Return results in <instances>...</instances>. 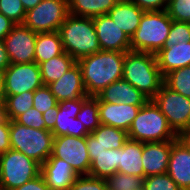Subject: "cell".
I'll return each mask as SVG.
<instances>
[{"mask_svg":"<svg viewBox=\"0 0 190 190\" xmlns=\"http://www.w3.org/2000/svg\"><path fill=\"white\" fill-rule=\"evenodd\" d=\"M125 54L101 50L77 61L88 96L95 97L111 83L122 79Z\"/></svg>","mask_w":190,"mask_h":190,"instance_id":"obj_1","label":"cell"},{"mask_svg":"<svg viewBox=\"0 0 190 190\" xmlns=\"http://www.w3.org/2000/svg\"><path fill=\"white\" fill-rule=\"evenodd\" d=\"M5 105L3 101H0V123L6 119Z\"/></svg>","mask_w":190,"mask_h":190,"instance_id":"obj_49","label":"cell"},{"mask_svg":"<svg viewBox=\"0 0 190 190\" xmlns=\"http://www.w3.org/2000/svg\"><path fill=\"white\" fill-rule=\"evenodd\" d=\"M37 33L16 24L3 39L11 64L32 63L35 58Z\"/></svg>","mask_w":190,"mask_h":190,"instance_id":"obj_12","label":"cell"},{"mask_svg":"<svg viewBox=\"0 0 190 190\" xmlns=\"http://www.w3.org/2000/svg\"><path fill=\"white\" fill-rule=\"evenodd\" d=\"M10 149V120L6 118L0 123V154L5 153Z\"/></svg>","mask_w":190,"mask_h":190,"instance_id":"obj_41","label":"cell"},{"mask_svg":"<svg viewBox=\"0 0 190 190\" xmlns=\"http://www.w3.org/2000/svg\"><path fill=\"white\" fill-rule=\"evenodd\" d=\"M10 64L11 63L5 48V43L3 40H0V70L4 71Z\"/></svg>","mask_w":190,"mask_h":190,"instance_id":"obj_46","label":"cell"},{"mask_svg":"<svg viewBox=\"0 0 190 190\" xmlns=\"http://www.w3.org/2000/svg\"><path fill=\"white\" fill-rule=\"evenodd\" d=\"M42 86L40 67L36 62L10 64L3 71L4 95L35 91Z\"/></svg>","mask_w":190,"mask_h":190,"instance_id":"obj_11","label":"cell"},{"mask_svg":"<svg viewBox=\"0 0 190 190\" xmlns=\"http://www.w3.org/2000/svg\"><path fill=\"white\" fill-rule=\"evenodd\" d=\"M144 11H163L167 9L168 0H129Z\"/></svg>","mask_w":190,"mask_h":190,"instance_id":"obj_40","label":"cell"},{"mask_svg":"<svg viewBox=\"0 0 190 190\" xmlns=\"http://www.w3.org/2000/svg\"><path fill=\"white\" fill-rule=\"evenodd\" d=\"M143 142L128 139L118 153V172L144 178L142 164Z\"/></svg>","mask_w":190,"mask_h":190,"instance_id":"obj_23","label":"cell"},{"mask_svg":"<svg viewBox=\"0 0 190 190\" xmlns=\"http://www.w3.org/2000/svg\"><path fill=\"white\" fill-rule=\"evenodd\" d=\"M76 62L77 61L65 51L56 57L41 62L39 67L43 85L48 86L49 84L57 81Z\"/></svg>","mask_w":190,"mask_h":190,"instance_id":"obj_25","label":"cell"},{"mask_svg":"<svg viewBox=\"0 0 190 190\" xmlns=\"http://www.w3.org/2000/svg\"><path fill=\"white\" fill-rule=\"evenodd\" d=\"M54 136L47 129L26 127L10 120L11 149L43 164L52 154Z\"/></svg>","mask_w":190,"mask_h":190,"instance_id":"obj_6","label":"cell"},{"mask_svg":"<svg viewBox=\"0 0 190 190\" xmlns=\"http://www.w3.org/2000/svg\"><path fill=\"white\" fill-rule=\"evenodd\" d=\"M59 106L52 107L45 111L42 116L45 121V127L47 130L52 131L56 123V118L58 114Z\"/></svg>","mask_w":190,"mask_h":190,"instance_id":"obj_44","label":"cell"},{"mask_svg":"<svg viewBox=\"0 0 190 190\" xmlns=\"http://www.w3.org/2000/svg\"><path fill=\"white\" fill-rule=\"evenodd\" d=\"M141 106L143 105L99 102L100 124L113 126L128 132Z\"/></svg>","mask_w":190,"mask_h":190,"instance_id":"obj_18","label":"cell"},{"mask_svg":"<svg viewBox=\"0 0 190 190\" xmlns=\"http://www.w3.org/2000/svg\"><path fill=\"white\" fill-rule=\"evenodd\" d=\"M85 126L86 130L91 134L99 125V102L96 97L90 96L81 107L76 115Z\"/></svg>","mask_w":190,"mask_h":190,"instance_id":"obj_31","label":"cell"},{"mask_svg":"<svg viewBox=\"0 0 190 190\" xmlns=\"http://www.w3.org/2000/svg\"><path fill=\"white\" fill-rule=\"evenodd\" d=\"M69 190H108L106 179L79 175Z\"/></svg>","mask_w":190,"mask_h":190,"instance_id":"obj_38","label":"cell"},{"mask_svg":"<svg viewBox=\"0 0 190 190\" xmlns=\"http://www.w3.org/2000/svg\"><path fill=\"white\" fill-rule=\"evenodd\" d=\"M4 100V93H3V71L0 70V101Z\"/></svg>","mask_w":190,"mask_h":190,"instance_id":"obj_50","label":"cell"},{"mask_svg":"<svg viewBox=\"0 0 190 190\" xmlns=\"http://www.w3.org/2000/svg\"><path fill=\"white\" fill-rule=\"evenodd\" d=\"M118 153L119 149H112L99 154H93L89 175L100 179H107L117 172L119 170Z\"/></svg>","mask_w":190,"mask_h":190,"instance_id":"obj_27","label":"cell"},{"mask_svg":"<svg viewBox=\"0 0 190 190\" xmlns=\"http://www.w3.org/2000/svg\"><path fill=\"white\" fill-rule=\"evenodd\" d=\"M190 42V23L172 20V25L164 47Z\"/></svg>","mask_w":190,"mask_h":190,"instance_id":"obj_34","label":"cell"},{"mask_svg":"<svg viewBox=\"0 0 190 190\" xmlns=\"http://www.w3.org/2000/svg\"><path fill=\"white\" fill-rule=\"evenodd\" d=\"M64 52L58 31L37 33L34 62L38 65Z\"/></svg>","mask_w":190,"mask_h":190,"instance_id":"obj_24","label":"cell"},{"mask_svg":"<svg viewBox=\"0 0 190 190\" xmlns=\"http://www.w3.org/2000/svg\"><path fill=\"white\" fill-rule=\"evenodd\" d=\"M42 0H21L25 11H29L37 6Z\"/></svg>","mask_w":190,"mask_h":190,"instance_id":"obj_48","label":"cell"},{"mask_svg":"<svg viewBox=\"0 0 190 190\" xmlns=\"http://www.w3.org/2000/svg\"><path fill=\"white\" fill-rule=\"evenodd\" d=\"M13 190H50L42 174Z\"/></svg>","mask_w":190,"mask_h":190,"instance_id":"obj_42","label":"cell"},{"mask_svg":"<svg viewBox=\"0 0 190 190\" xmlns=\"http://www.w3.org/2000/svg\"><path fill=\"white\" fill-rule=\"evenodd\" d=\"M143 190H181L167 174H159L144 178Z\"/></svg>","mask_w":190,"mask_h":190,"instance_id":"obj_36","label":"cell"},{"mask_svg":"<svg viewBox=\"0 0 190 190\" xmlns=\"http://www.w3.org/2000/svg\"><path fill=\"white\" fill-rule=\"evenodd\" d=\"M145 11L129 0H119L108 15L131 39Z\"/></svg>","mask_w":190,"mask_h":190,"instance_id":"obj_22","label":"cell"},{"mask_svg":"<svg viewBox=\"0 0 190 190\" xmlns=\"http://www.w3.org/2000/svg\"><path fill=\"white\" fill-rule=\"evenodd\" d=\"M0 13L15 24H23L26 16L21 0H0Z\"/></svg>","mask_w":190,"mask_h":190,"instance_id":"obj_33","label":"cell"},{"mask_svg":"<svg viewBox=\"0 0 190 190\" xmlns=\"http://www.w3.org/2000/svg\"><path fill=\"white\" fill-rule=\"evenodd\" d=\"M67 162L78 175H89V158L86 137L57 136L53 139L52 154Z\"/></svg>","mask_w":190,"mask_h":190,"instance_id":"obj_10","label":"cell"},{"mask_svg":"<svg viewBox=\"0 0 190 190\" xmlns=\"http://www.w3.org/2000/svg\"><path fill=\"white\" fill-rule=\"evenodd\" d=\"M68 15V0H42L26 12L23 25L36 33L58 31Z\"/></svg>","mask_w":190,"mask_h":190,"instance_id":"obj_8","label":"cell"},{"mask_svg":"<svg viewBox=\"0 0 190 190\" xmlns=\"http://www.w3.org/2000/svg\"><path fill=\"white\" fill-rule=\"evenodd\" d=\"M89 97L77 98L72 100H63L58 102L59 110L56 118L54 129L51 131L54 137L57 136H74L86 137L90 134L84 124L76 118L81 110L82 104Z\"/></svg>","mask_w":190,"mask_h":190,"instance_id":"obj_13","label":"cell"},{"mask_svg":"<svg viewBox=\"0 0 190 190\" xmlns=\"http://www.w3.org/2000/svg\"><path fill=\"white\" fill-rule=\"evenodd\" d=\"M41 174L50 190H69L79 176L67 162L56 157H49L41 165Z\"/></svg>","mask_w":190,"mask_h":190,"instance_id":"obj_19","label":"cell"},{"mask_svg":"<svg viewBox=\"0 0 190 190\" xmlns=\"http://www.w3.org/2000/svg\"><path fill=\"white\" fill-rule=\"evenodd\" d=\"M119 0H68L69 14L78 17L106 15Z\"/></svg>","mask_w":190,"mask_h":190,"instance_id":"obj_26","label":"cell"},{"mask_svg":"<svg viewBox=\"0 0 190 190\" xmlns=\"http://www.w3.org/2000/svg\"><path fill=\"white\" fill-rule=\"evenodd\" d=\"M87 150L91 162L93 161V154H99L106 151V149L94 138L92 134L86 136Z\"/></svg>","mask_w":190,"mask_h":190,"instance_id":"obj_43","label":"cell"},{"mask_svg":"<svg viewBox=\"0 0 190 190\" xmlns=\"http://www.w3.org/2000/svg\"><path fill=\"white\" fill-rule=\"evenodd\" d=\"M178 138L190 149V127L183 131Z\"/></svg>","mask_w":190,"mask_h":190,"instance_id":"obj_47","label":"cell"},{"mask_svg":"<svg viewBox=\"0 0 190 190\" xmlns=\"http://www.w3.org/2000/svg\"><path fill=\"white\" fill-rule=\"evenodd\" d=\"M166 173L181 190H190V149L179 138L172 144Z\"/></svg>","mask_w":190,"mask_h":190,"instance_id":"obj_16","label":"cell"},{"mask_svg":"<svg viewBox=\"0 0 190 190\" xmlns=\"http://www.w3.org/2000/svg\"><path fill=\"white\" fill-rule=\"evenodd\" d=\"M157 64L164 77L173 70L190 65V42L164 47L156 54Z\"/></svg>","mask_w":190,"mask_h":190,"instance_id":"obj_21","label":"cell"},{"mask_svg":"<svg viewBox=\"0 0 190 190\" xmlns=\"http://www.w3.org/2000/svg\"><path fill=\"white\" fill-rule=\"evenodd\" d=\"M172 19L166 10L145 11L131 37V50L157 54L167 40Z\"/></svg>","mask_w":190,"mask_h":190,"instance_id":"obj_5","label":"cell"},{"mask_svg":"<svg viewBox=\"0 0 190 190\" xmlns=\"http://www.w3.org/2000/svg\"><path fill=\"white\" fill-rule=\"evenodd\" d=\"M34 91L22 92L17 95H4L6 117L15 120L19 115L33 107Z\"/></svg>","mask_w":190,"mask_h":190,"instance_id":"obj_29","label":"cell"},{"mask_svg":"<svg viewBox=\"0 0 190 190\" xmlns=\"http://www.w3.org/2000/svg\"><path fill=\"white\" fill-rule=\"evenodd\" d=\"M106 182L108 190H143L144 178L117 171Z\"/></svg>","mask_w":190,"mask_h":190,"instance_id":"obj_32","label":"cell"},{"mask_svg":"<svg viewBox=\"0 0 190 190\" xmlns=\"http://www.w3.org/2000/svg\"><path fill=\"white\" fill-rule=\"evenodd\" d=\"M122 79L151 100L160 90L164 77L155 54L129 50L125 54Z\"/></svg>","mask_w":190,"mask_h":190,"instance_id":"obj_2","label":"cell"},{"mask_svg":"<svg viewBox=\"0 0 190 190\" xmlns=\"http://www.w3.org/2000/svg\"><path fill=\"white\" fill-rule=\"evenodd\" d=\"M151 100L161 110L178 136L190 127V98L180 95L163 83Z\"/></svg>","mask_w":190,"mask_h":190,"instance_id":"obj_9","label":"cell"},{"mask_svg":"<svg viewBox=\"0 0 190 190\" xmlns=\"http://www.w3.org/2000/svg\"><path fill=\"white\" fill-rule=\"evenodd\" d=\"M93 22L102 51L131 50V39L108 14L93 17Z\"/></svg>","mask_w":190,"mask_h":190,"instance_id":"obj_14","label":"cell"},{"mask_svg":"<svg viewBox=\"0 0 190 190\" xmlns=\"http://www.w3.org/2000/svg\"><path fill=\"white\" fill-rule=\"evenodd\" d=\"M163 83L180 95L190 98V65L166 74Z\"/></svg>","mask_w":190,"mask_h":190,"instance_id":"obj_30","label":"cell"},{"mask_svg":"<svg viewBox=\"0 0 190 190\" xmlns=\"http://www.w3.org/2000/svg\"><path fill=\"white\" fill-rule=\"evenodd\" d=\"M41 174V164L10 149L0 154V190H13Z\"/></svg>","mask_w":190,"mask_h":190,"instance_id":"obj_7","label":"cell"},{"mask_svg":"<svg viewBox=\"0 0 190 190\" xmlns=\"http://www.w3.org/2000/svg\"><path fill=\"white\" fill-rule=\"evenodd\" d=\"M58 32L63 50L76 61L101 51L92 17L69 14Z\"/></svg>","mask_w":190,"mask_h":190,"instance_id":"obj_3","label":"cell"},{"mask_svg":"<svg viewBox=\"0 0 190 190\" xmlns=\"http://www.w3.org/2000/svg\"><path fill=\"white\" fill-rule=\"evenodd\" d=\"M16 24L0 13V40H3Z\"/></svg>","mask_w":190,"mask_h":190,"instance_id":"obj_45","label":"cell"},{"mask_svg":"<svg viewBox=\"0 0 190 190\" xmlns=\"http://www.w3.org/2000/svg\"><path fill=\"white\" fill-rule=\"evenodd\" d=\"M175 140L143 142L142 164L144 178L165 174L169 163L172 144Z\"/></svg>","mask_w":190,"mask_h":190,"instance_id":"obj_15","label":"cell"},{"mask_svg":"<svg viewBox=\"0 0 190 190\" xmlns=\"http://www.w3.org/2000/svg\"><path fill=\"white\" fill-rule=\"evenodd\" d=\"M91 134L106 150L122 148L128 140L125 130L104 124H100Z\"/></svg>","mask_w":190,"mask_h":190,"instance_id":"obj_28","label":"cell"},{"mask_svg":"<svg viewBox=\"0 0 190 190\" xmlns=\"http://www.w3.org/2000/svg\"><path fill=\"white\" fill-rule=\"evenodd\" d=\"M127 133L128 139L139 142H162L178 138L167 118L152 100L141 106Z\"/></svg>","mask_w":190,"mask_h":190,"instance_id":"obj_4","label":"cell"},{"mask_svg":"<svg viewBox=\"0 0 190 190\" xmlns=\"http://www.w3.org/2000/svg\"><path fill=\"white\" fill-rule=\"evenodd\" d=\"M48 87L58 102L90 97L86 94L82 71L77 62L57 81L49 84Z\"/></svg>","mask_w":190,"mask_h":190,"instance_id":"obj_17","label":"cell"},{"mask_svg":"<svg viewBox=\"0 0 190 190\" xmlns=\"http://www.w3.org/2000/svg\"><path fill=\"white\" fill-rule=\"evenodd\" d=\"M166 11L172 20L190 23V0H168Z\"/></svg>","mask_w":190,"mask_h":190,"instance_id":"obj_37","label":"cell"},{"mask_svg":"<svg viewBox=\"0 0 190 190\" xmlns=\"http://www.w3.org/2000/svg\"><path fill=\"white\" fill-rule=\"evenodd\" d=\"M15 121L26 127H32L35 129H46L42 113L34 107L19 115L15 119Z\"/></svg>","mask_w":190,"mask_h":190,"instance_id":"obj_39","label":"cell"},{"mask_svg":"<svg viewBox=\"0 0 190 190\" xmlns=\"http://www.w3.org/2000/svg\"><path fill=\"white\" fill-rule=\"evenodd\" d=\"M58 105V101L55 96L51 93L48 86L43 85L36 89L33 95V107L42 114L48 109Z\"/></svg>","mask_w":190,"mask_h":190,"instance_id":"obj_35","label":"cell"},{"mask_svg":"<svg viewBox=\"0 0 190 190\" xmlns=\"http://www.w3.org/2000/svg\"><path fill=\"white\" fill-rule=\"evenodd\" d=\"M98 102L144 105L149 99L124 79L115 81L95 96Z\"/></svg>","mask_w":190,"mask_h":190,"instance_id":"obj_20","label":"cell"}]
</instances>
